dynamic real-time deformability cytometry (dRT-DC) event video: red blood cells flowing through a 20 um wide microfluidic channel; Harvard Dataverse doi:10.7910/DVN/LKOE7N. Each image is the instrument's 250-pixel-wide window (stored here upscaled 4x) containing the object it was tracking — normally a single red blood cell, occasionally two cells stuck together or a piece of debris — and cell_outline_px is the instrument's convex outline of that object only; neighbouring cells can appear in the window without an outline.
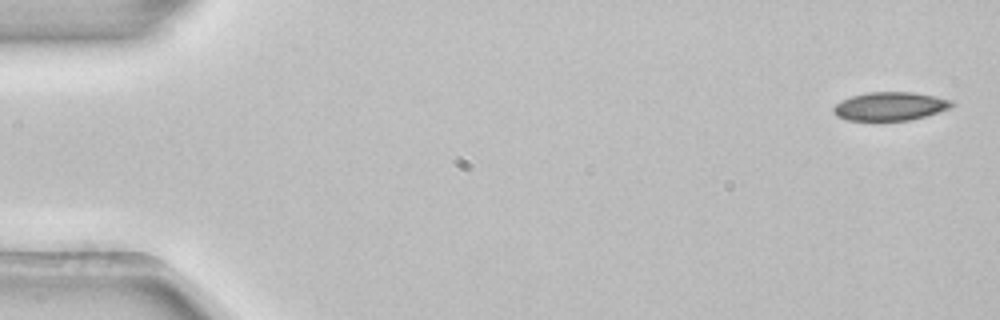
{"species": "common noctule bat (a hibernating species)", "species_latin": "Nyctalus noctula", "temperature_condition": "room temperature", "stored_images_in_passage": 38, "camera_frame_rate_fps": 3000, "um_per_image_px": 0.085, "animal": {"sex": "female", "body_mass_g": 22.7, "forearm_length_mm": 54.2}, "frame": {"image": 1, "passage_image": 1, "time_ms": 0.0, "image_size_px": [1000, 320], "cell_outline_px": [[956, 104], [948, 108], [912, 120], [848, 120], [836, 116], [832, 112], [832, 108], [840, 100], [852, 96], [868, 92], [912, 92], [936, 96], [952, 100]], "centroid_in_image_um": [75.63, 9.02], "position_along_channel_um": 9.4, "area_um2": 19.59}}
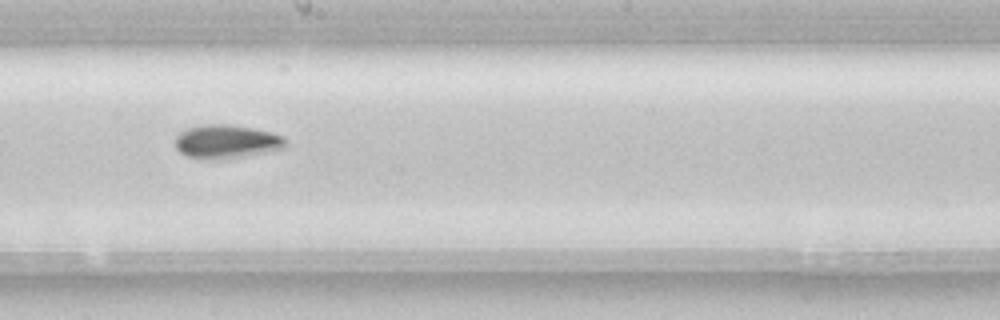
{"frame": {"image": 2, "passage_image": 29, "time_ms": 9.333, "image_size_px": [1000, 320], "cell_outline_px": [[288, 144], [284, 148], [244, 156], [220, 160], [208, 160], [188, 156], [180, 152], [176, 148], [176, 136], [180, 132], [188, 128], [204, 124], [228, 124], [252, 128], [272, 132], [284, 136], [288, 140]], "centroid_in_image_um": [19.28, 12.04], "position_along_channel_um": 228.9, "area_um2": 21.79}}
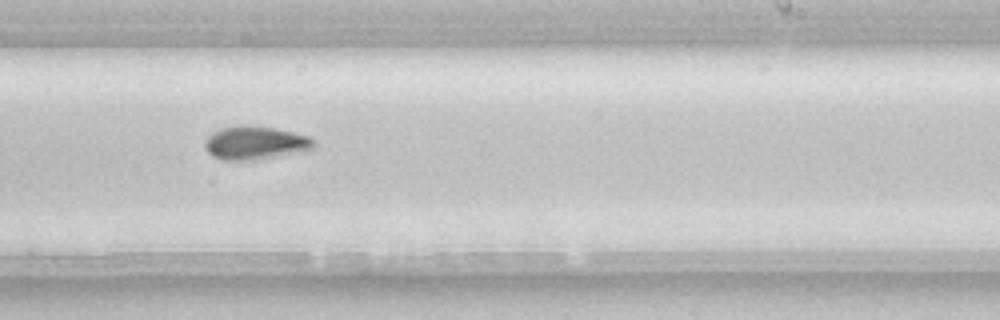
{"frame": {"image": 3, "passage_image": 32, "time_ms": 10.333, "image_size_px": [1000, 320], "cell_outline_px": [[316, 148], [304, 152], [260, 160], [220, 160], [212, 156], [204, 148], [204, 140], [212, 132], [220, 128], [236, 124], [244, 124], [276, 128], [308, 136], [316, 144]], "centroid_in_image_um": [21.69, 12.15], "position_along_channel_um": 267.3, "area_um2": 21.91}}